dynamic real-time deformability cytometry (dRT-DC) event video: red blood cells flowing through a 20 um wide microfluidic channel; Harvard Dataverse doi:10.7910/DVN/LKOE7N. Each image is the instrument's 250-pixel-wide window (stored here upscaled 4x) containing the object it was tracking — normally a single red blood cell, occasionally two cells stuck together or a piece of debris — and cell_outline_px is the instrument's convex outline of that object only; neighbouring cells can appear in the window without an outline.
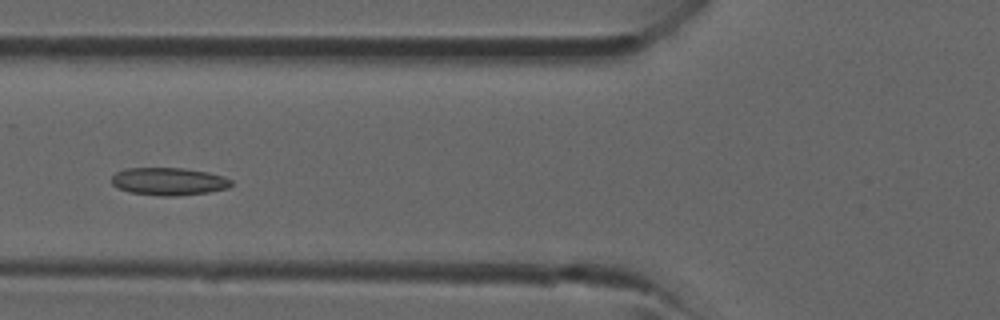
{"species": "common noctule bat (a hibernating species)", "species_latin": "Nyctalus noctula", "temperature_condition": "room temperature", "stored_images_in_passage": 35, "camera_frame_rate_fps": 3000, "um_per_image_px": 0.085, "animal": {"sex": "male", "forearm_length_mm": 52.5}, "frame": {"image": 1, "passage_image": 9, "time_ms": 2.667, "image_size_px": [1000, 320], "cell_outline_px": [[232, 184], [228, 188], [208, 192], [176, 196], [164, 196], [128, 192], [112, 184], [112, 176], [116, 172], [124, 168], [184, 168], [208, 172], [224, 176], [232, 180]], "centroid_in_image_um": [14.35, 15.41], "position_along_channel_um": 111.4, "area_um2": 19.31}}
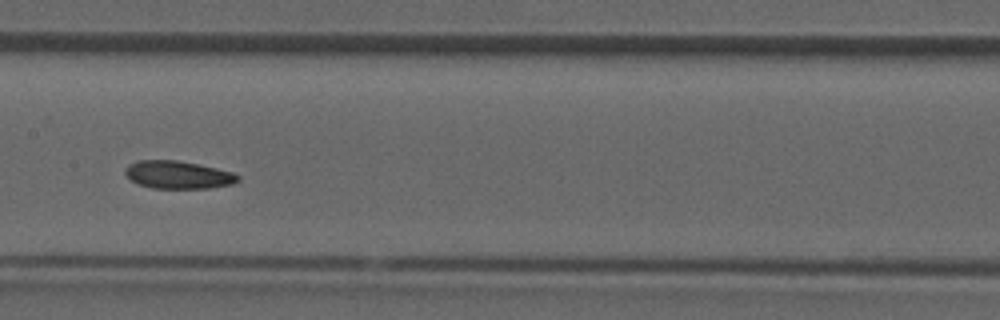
{"frame": {"image": 2, "passage_image": 14, "time_ms": 4.333, "image_size_px": [1000, 320], "cell_outline_px": [[240, 180], [232, 184], [208, 188], [152, 188], [140, 184], [132, 180], [124, 172], [124, 168], [128, 164], [136, 160], [176, 160], [216, 168], [232, 172], [240, 176]], "centroid_in_image_um": [15.12, 14.85], "position_along_channel_um": 192.3, "area_um2": 18.15}}
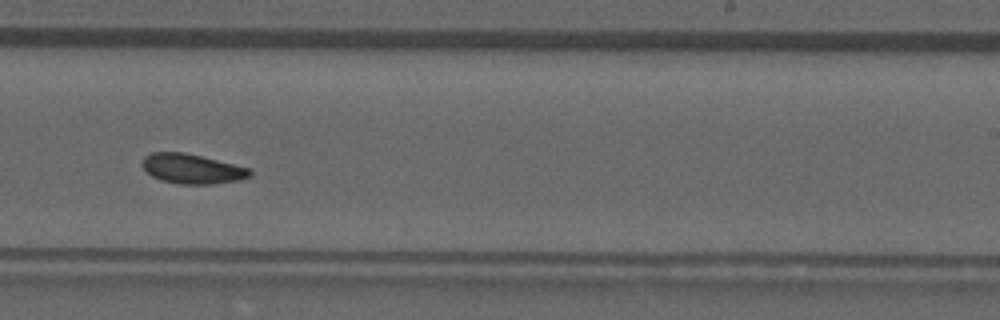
{"frame": {"image": 3, "passage_image": 19, "time_ms": 6.0, "image_size_px": [1000, 320], "cell_outline_px": [[252, 176], [240, 180], [212, 184], [180, 184], [160, 180], [152, 176], [140, 164], [144, 156], [152, 152], [184, 152], [248, 168], [252, 172]], "centroid_in_image_um": [16.3, 14.35], "position_along_channel_um": 272.7, "area_um2": 18.55}}